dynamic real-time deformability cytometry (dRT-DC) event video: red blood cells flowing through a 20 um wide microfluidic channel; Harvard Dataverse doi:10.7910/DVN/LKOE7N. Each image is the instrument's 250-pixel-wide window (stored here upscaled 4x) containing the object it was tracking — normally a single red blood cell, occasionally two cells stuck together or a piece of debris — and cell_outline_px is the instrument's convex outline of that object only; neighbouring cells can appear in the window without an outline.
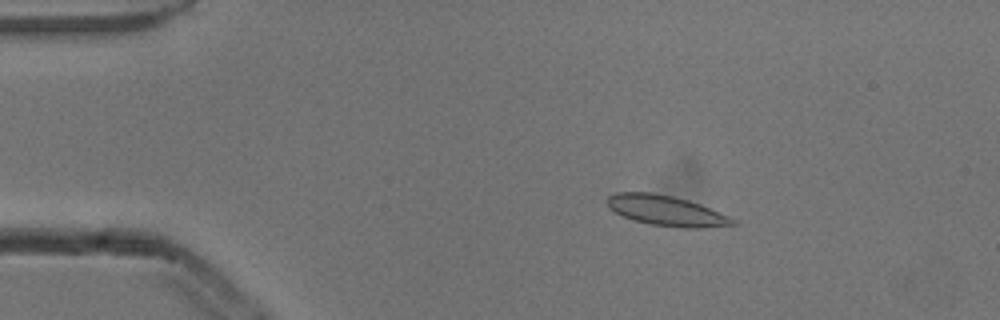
{"species": "common noctule bat (a hibernating species)", "species_latin": "Nyctalus noctula", "temperature_condition": "cold", "stored_images_in_passage": 6, "camera_frame_rate_fps": 3000, "um_per_image_px": 0.085, "animal": {"sex": "male", "body_mass_g": 13.3}, "frame": {"image": 1, "passage_image": 3, "time_ms": 0.667, "image_size_px": [1000, 320], "cell_outline_px": [[736, 224], [704, 228], [680, 228], [648, 224], [632, 220], [608, 208], [604, 200], [608, 196], [616, 192], [652, 192], [672, 196], [688, 200], [700, 204], [728, 216], [736, 220]], "centroid_in_image_um": [56.58, 17.9], "position_along_channel_um": 28.4, "area_um2": 22.31}}
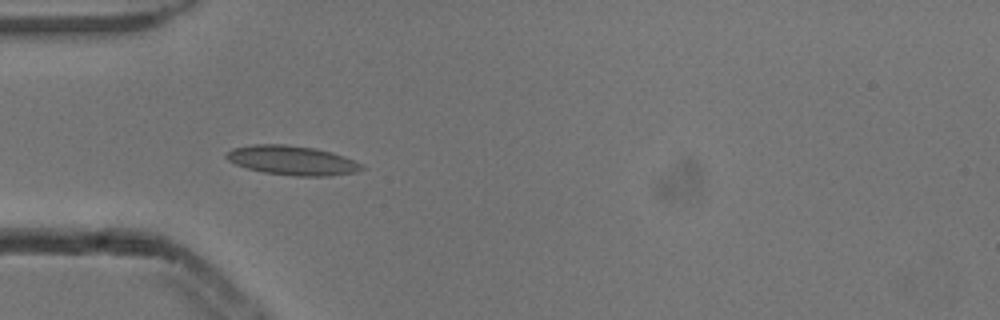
{"frame": {"image": 2, "passage_image": 5, "time_ms": 1.333, "image_size_px": [1000, 320], "cell_outline_px": [[364, 168], [356, 172], [328, 176], [296, 176], [264, 172], [248, 168], [236, 164], [228, 160], [224, 156], [232, 148], [252, 144], [284, 144], [316, 148], [332, 152], [344, 156], [360, 164]], "centroid_in_image_um": [24.81, 13.62], "position_along_channel_um": 60.2, "area_um2": 23.0}}
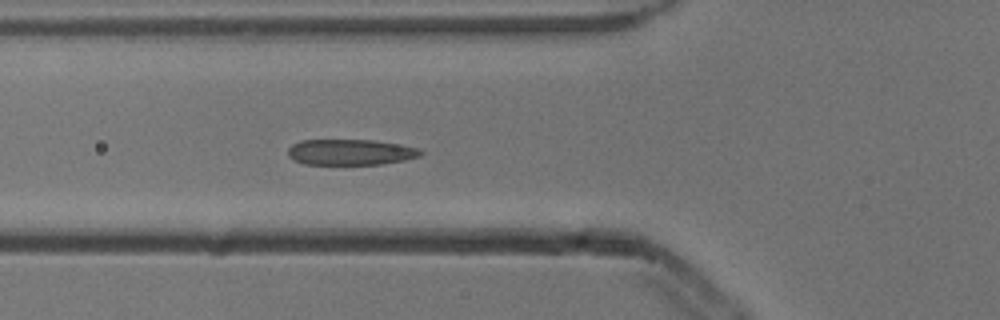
{"frame": {"image": 3, "passage_image": 6, "time_ms": 1.667, "image_size_px": [1000, 320], "cell_outline_px": [[424, 152], [420, 156], [404, 160], [380, 164], [304, 164], [292, 160], [288, 156], [288, 148], [292, 144], [300, 140], [372, 140], [420, 148]], "centroid_in_image_um": [29.76, 12.93], "position_along_channel_um": 96.0, "area_um2": 19.94}}